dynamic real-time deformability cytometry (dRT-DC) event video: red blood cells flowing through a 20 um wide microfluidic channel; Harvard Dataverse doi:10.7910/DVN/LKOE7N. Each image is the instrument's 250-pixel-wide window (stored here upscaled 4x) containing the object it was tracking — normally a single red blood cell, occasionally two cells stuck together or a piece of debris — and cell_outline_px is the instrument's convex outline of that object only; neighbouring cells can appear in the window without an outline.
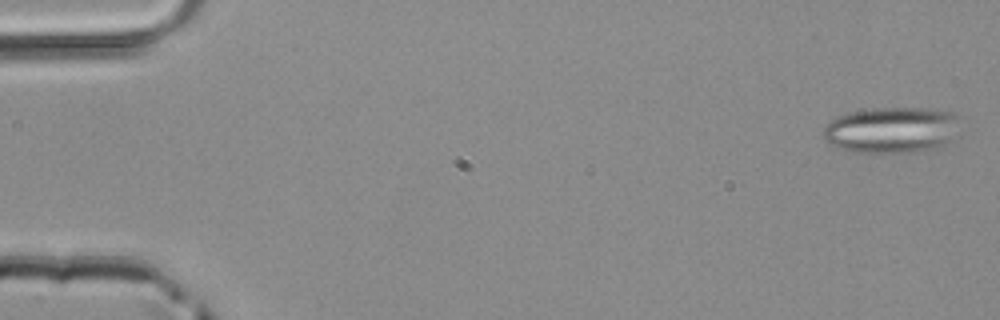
{"species": "common noctule bat (a hibernating species)", "species_latin": "Nyctalus noctula", "temperature_condition": "room temperature", "stored_images_in_passage": 50, "segment_of_instrument_passage": [1, 2], "camera_frame_rate_fps": 3000, "um_per_image_px": 0.085, "animal": {"sex": "male", "body_mass_g": 20.4}, "frame": {"image": 1, "passage_image": 2, "time_ms": 0.333, "image_size_px": [1000, 320], "cell_outline_px": [[956, 136], [952, 140], [940, 148], [924, 152], [852, 152], [836, 148], [828, 144], [824, 140], [824, 128], [836, 116], [848, 112], [876, 108], [940, 108], [956, 112]], "centroid_in_image_um": [75.82, 11.05], "position_along_channel_um": 9.2, "area_um2": 37.4}}